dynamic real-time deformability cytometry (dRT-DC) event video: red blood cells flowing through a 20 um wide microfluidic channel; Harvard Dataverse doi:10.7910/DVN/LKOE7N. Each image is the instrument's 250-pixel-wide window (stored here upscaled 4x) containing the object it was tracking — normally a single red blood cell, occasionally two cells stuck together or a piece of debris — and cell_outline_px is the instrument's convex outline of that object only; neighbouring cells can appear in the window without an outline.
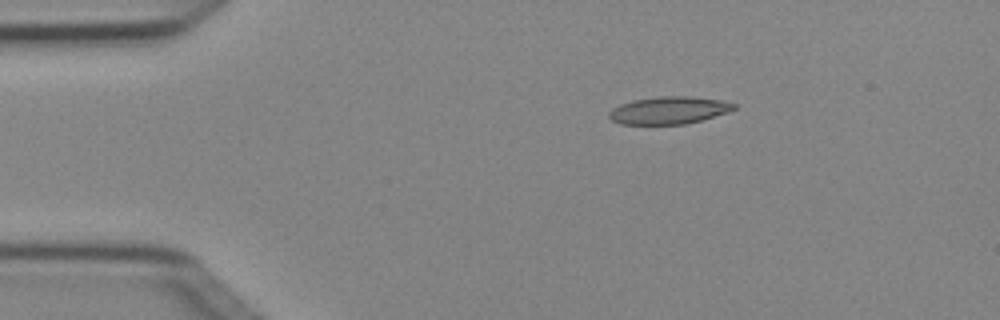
{"species": "Egyptian fruit bat (a non-hibernating species)", "species_latin": "Rousettus aegyptiacus", "temperature_condition": "cold", "stored_images_in_passage": 5, "camera_frame_rate_fps": 3000, "um_per_image_px": 0.085, "animal": {"sex": "female"}, "frame": {"image": 1, "passage_image": 3, "time_ms": 0.667, "image_size_px": [1000, 320], "cell_outline_px": [[736, 108], [728, 112], [700, 120], [684, 124], [620, 124], [612, 120], [608, 116], [608, 112], [612, 108], [620, 104], [632, 100], [660, 96], [688, 96], [724, 100], [736, 104]], "centroid_in_image_um": [56.84, 9.36], "position_along_channel_um": 28.2, "area_um2": 20.0}}